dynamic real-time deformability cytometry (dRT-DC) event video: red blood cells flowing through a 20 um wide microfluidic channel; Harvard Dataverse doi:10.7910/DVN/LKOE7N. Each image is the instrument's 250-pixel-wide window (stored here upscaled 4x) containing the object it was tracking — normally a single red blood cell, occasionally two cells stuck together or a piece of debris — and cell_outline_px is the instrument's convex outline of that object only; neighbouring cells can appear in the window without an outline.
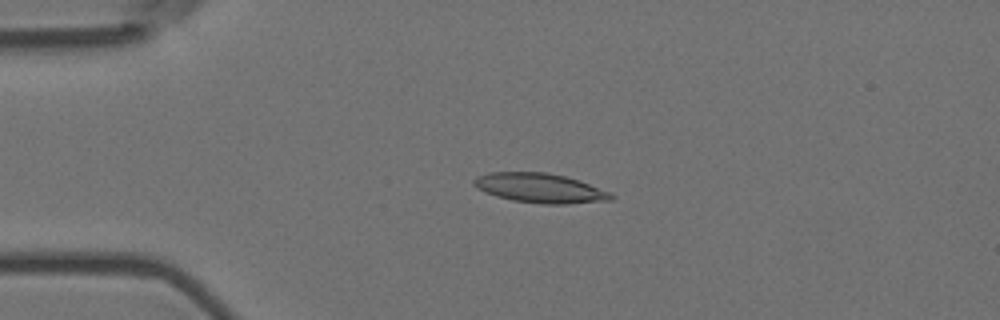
{"species": "Egyptian fruit bat (a non-hibernating species)", "species_latin": "Rousettus aegyptiacus", "temperature_condition": "room temperature", "stored_images_in_passage": 3, "camera_frame_rate_fps": 3000, "um_per_image_px": 0.085, "animal": {"sex": "female"}, "frame": {"image": 1, "passage_image": 1, "time_ms": 0.0, "image_size_px": [1000, 320], "cell_outline_px": [[616, 196], [612, 200], [568, 204], [544, 204], [512, 200], [496, 196], [484, 192], [476, 188], [472, 184], [472, 180], [476, 176], [488, 172], [544, 172], [564, 176], [580, 180], [612, 192]], "centroid_in_image_um": [45.91, 15.98], "position_along_channel_um": 39.1, "area_um2": 23.93}}
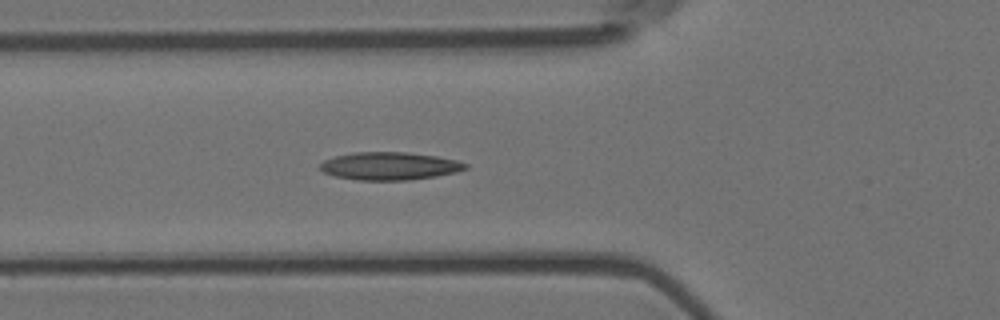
{"frame": {"image": 2, "passage_image": 3, "time_ms": 0.667, "image_size_px": [1000, 320], "cell_outline_px": [[468, 168], [456, 172], [436, 176], [408, 180], [356, 180], [336, 176], [324, 172], [320, 168], [320, 164], [324, 160], [336, 156], [356, 152], [404, 152], [436, 156], [456, 160], [468, 164]], "centroid_in_image_um": [33.13, 14.11], "position_along_channel_um": 92.7, "area_um2": 23.41}}